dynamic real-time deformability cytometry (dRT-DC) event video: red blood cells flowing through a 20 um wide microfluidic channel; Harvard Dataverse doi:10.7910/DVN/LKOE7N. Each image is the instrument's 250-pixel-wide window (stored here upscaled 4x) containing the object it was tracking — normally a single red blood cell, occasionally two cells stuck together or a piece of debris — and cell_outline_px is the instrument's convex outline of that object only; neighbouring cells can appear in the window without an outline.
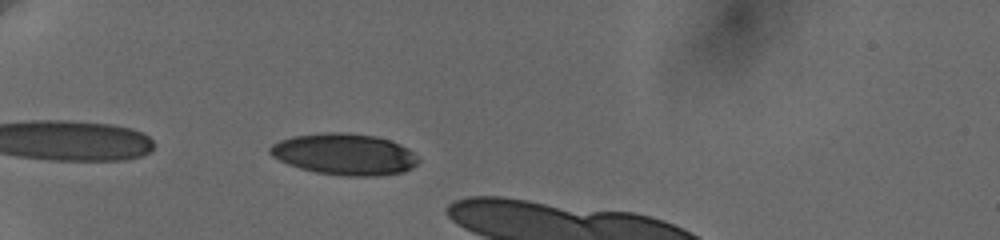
{"species": "human", "species_latin": "Homo sapiens", "temperature_condition": "cold", "stored_images_in_passage": 35, "camera_frame_rate_fps": 3000, "um_per_image_px": 0.085, "donor": {"sex": "female"}, "frame": {"image": 1, "passage_image": 3, "time_ms": 0.667, "image_size_px": [1000, 240], "cell_outline_px": [[420, 160], [412, 168], [404, 172], [380, 176], [344, 176], [316, 172], [300, 168], [288, 164], [272, 156], [268, 152], [268, 148], [272, 144], [280, 140], [292, 136], [324, 132], [344, 132], [376, 136], [400, 144], [408, 148]], "centroid_in_image_um": [29.28, 13.11], "position_along_channel_um": 55.7, "area_um2": 35.95}}
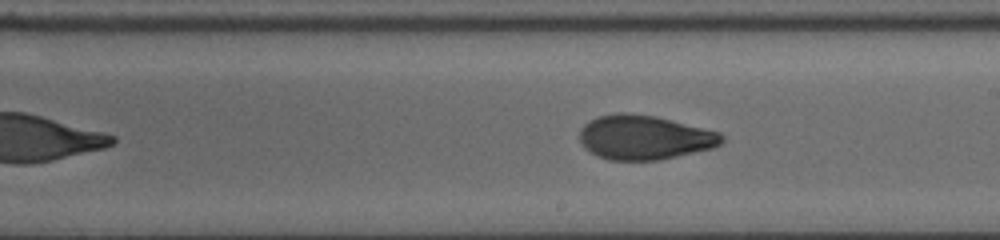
{"frame": {"image": 2, "passage_image": 19, "time_ms": 6.333, "image_size_px": [1000, 240], "cell_outline_px": [[724, 140], [720, 144], [712, 148], [676, 156], [656, 160], [608, 160], [596, 156], [584, 148], [580, 140], [580, 128], [584, 124], [600, 116], [616, 112], [624, 112], [656, 116], [720, 132], [724, 136]], "centroid_in_image_um": [54.76, 11.68], "position_along_channel_um": 234.2, "area_um2": 36.7}}
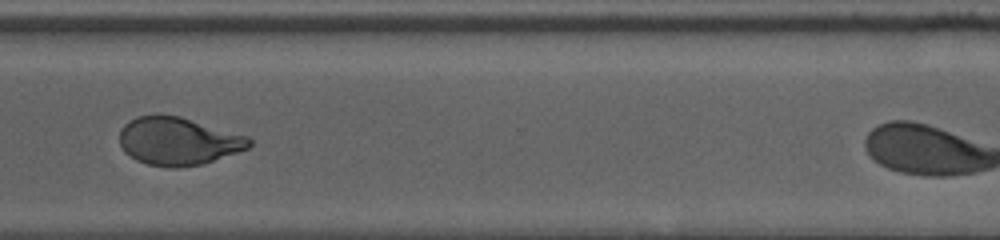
{"frame": {"image": 3, "passage_image": 29, "time_ms": 9.667, "image_size_px": [1000, 240], "cell_outline_px": [[252, 144], [248, 148], [200, 164], [176, 168], [168, 168], [148, 164], [136, 160], [124, 152], [120, 144], [120, 128], [128, 120], [136, 116], [180, 116], [248, 136], [252, 140]], "centroid_in_image_um": [15.12, 12.0], "position_along_channel_um": 355.5, "area_um2": 35.89}}